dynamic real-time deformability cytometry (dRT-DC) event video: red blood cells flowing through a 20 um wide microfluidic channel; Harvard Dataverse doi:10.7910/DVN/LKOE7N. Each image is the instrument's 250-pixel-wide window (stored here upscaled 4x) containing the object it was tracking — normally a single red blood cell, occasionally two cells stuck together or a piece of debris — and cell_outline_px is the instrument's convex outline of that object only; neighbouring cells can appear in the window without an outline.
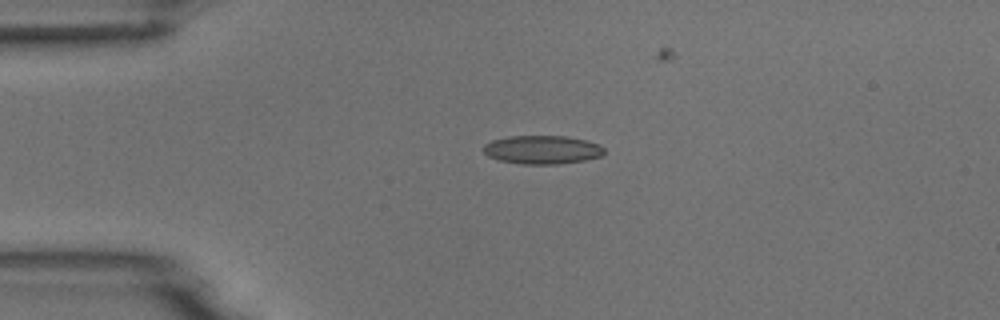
{"species": "common noctule bat (a hibernating species)", "species_latin": "Nyctalus noctula", "temperature_condition": "room temperature", "stored_images_in_passage": 3, "camera_frame_rate_fps": 3000, "um_per_image_px": 0.085, "animal": {"sex": "male", "body_mass_g": 18.8}, "frame": {"image": 1, "passage_image": 1, "time_ms": 0.0, "image_size_px": [1000, 320], "cell_outline_px": [[604, 152], [600, 156], [584, 160], [556, 164], [524, 164], [500, 160], [488, 156], [484, 152], [484, 144], [492, 140], [508, 136], [564, 136], [584, 140], [600, 144], [604, 148]], "centroid_in_image_um": [46.08, 12.72], "position_along_channel_um": 38.9, "area_um2": 19.88}}